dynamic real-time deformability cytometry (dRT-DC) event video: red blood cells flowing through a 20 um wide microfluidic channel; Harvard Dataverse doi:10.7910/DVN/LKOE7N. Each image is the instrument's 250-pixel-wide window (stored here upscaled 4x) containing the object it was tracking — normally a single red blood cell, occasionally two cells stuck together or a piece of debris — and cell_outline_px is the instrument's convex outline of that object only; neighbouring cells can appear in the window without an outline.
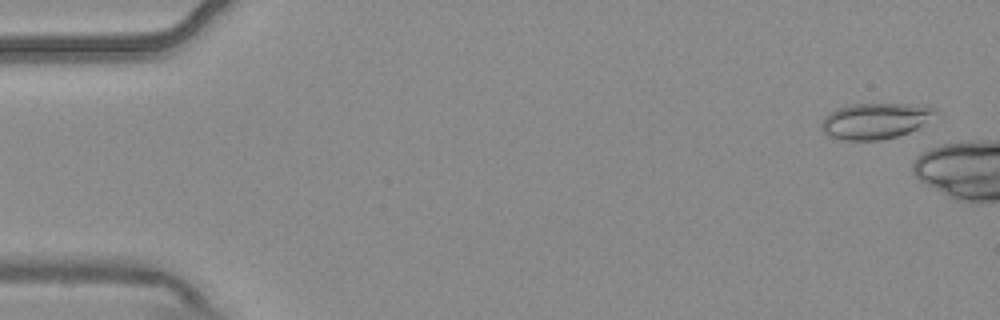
{"species": "common noctule bat (a hibernating species)", "species_latin": "Nyctalus noctula", "temperature_condition": "warm", "stored_images_in_passage": 4, "camera_frame_rate_fps": 3000, "um_per_image_px": 0.085, "animal": {"sex": "male", "body_mass_g": 20.4}, "frame": {"image": 1, "passage_image": 1, "time_ms": 0.0, "image_size_px": [1000, 320], "cell_outline_px": [[936, 112], [920, 128], [896, 136], [880, 140], [844, 140], [832, 136], [824, 132], [820, 128], [820, 124], [824, 116], [840, 108], [852, 104], [928, 104], [936, 108]], "centroid_in_image_um": [74.43, 10.26], "position_along_channel_um": 10.6, "area_um2": 23.76}}